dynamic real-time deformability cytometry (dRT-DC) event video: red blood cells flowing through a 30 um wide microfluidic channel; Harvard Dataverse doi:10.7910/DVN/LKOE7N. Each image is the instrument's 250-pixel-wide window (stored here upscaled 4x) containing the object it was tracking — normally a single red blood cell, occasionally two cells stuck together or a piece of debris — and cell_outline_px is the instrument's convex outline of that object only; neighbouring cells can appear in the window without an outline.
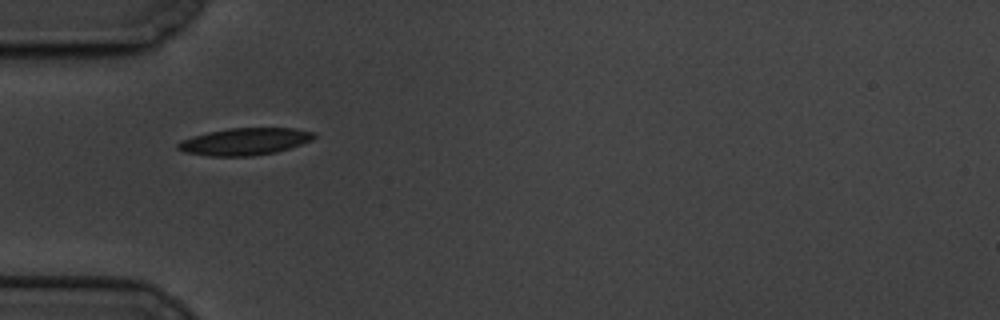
{"species": "common noctule bat (a hibernating species)", "species_latin": "Nyctalus noctula", "temperature_condition": "cold", "stored_images_in_passage": 26, "camera_frame_rate_fps": 3000, "um_per_image_px": 0.085, "animal": {"sex": "male", "body_mass_g": 19.5, "forearm_length_mm": 54.6}, "frame": {"image": 1, "passage_image": 1, "time_ms": 0.0, "image_size_px": [1000, 320], "cell_outline_px": [[316, 136], [312, 140], [276, 152], [252, 156], [208, 156], [184, 152], [176, 148], [176, 144], [180, 140], [192, 136], [208, 132], [228, 128], [296, 128], [316, 132]], "centroid_in_image_um": [20.78, 12.02], "position_along_channel_um": 64.2, "area_um2": 21.62}}
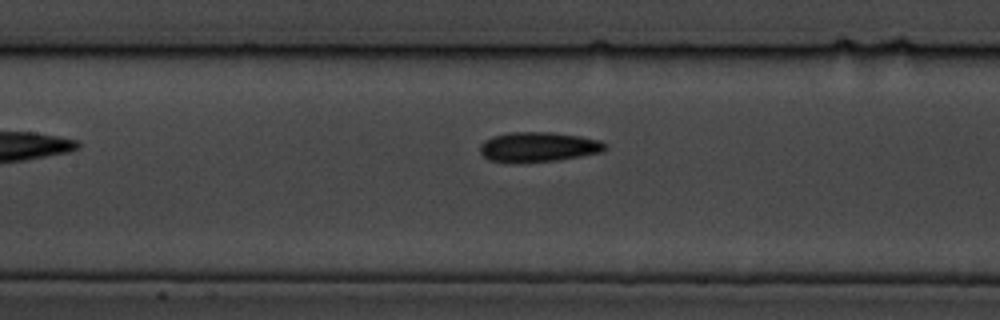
{"frame": {"image": 2, "passage_image": 10, "time_ms": 3.0, "image_size_px": [1000, 320], "cell_outline_px": [[608, 148], [604, 152], [556, 160], [488, 160], [480, 152], [480, 144], [484, 140], [492, 136], [508, 132], [552, 132], [580, 136], [600, 140], [608, 144]], "centroid_in_image_um": [45.83, 12.44], "position_along_channel_um": 161.6, "area_um2": 21.27}}
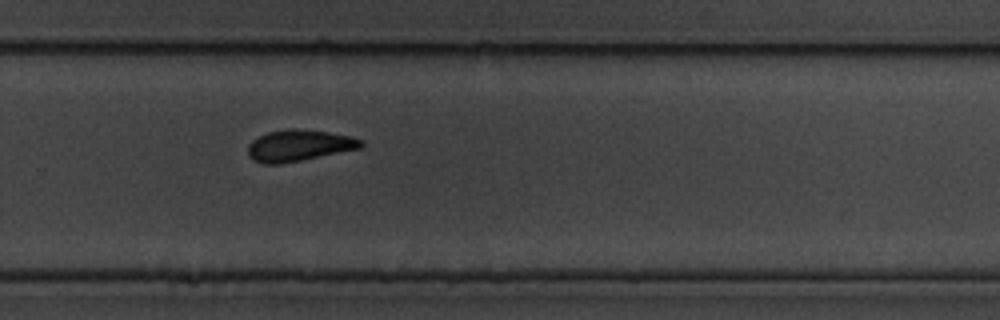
{"frame": {"image": 3, "passage_image": 23, "time_ms": 7.333, "image_size_px": [1000, 320], "cell_outline_px": [[364, 144], [360, 148], [280, 164], [264, 164], [252, 160], [248, 156], [248, 144], [252, 140], [268, 132], [292, 128], [328, 132], [352, 136], [364, 140]], "centroid_in_image_um": [25.4, 12.37], "position_along_channel_um": 304.4, "area_um2": 20.58}}